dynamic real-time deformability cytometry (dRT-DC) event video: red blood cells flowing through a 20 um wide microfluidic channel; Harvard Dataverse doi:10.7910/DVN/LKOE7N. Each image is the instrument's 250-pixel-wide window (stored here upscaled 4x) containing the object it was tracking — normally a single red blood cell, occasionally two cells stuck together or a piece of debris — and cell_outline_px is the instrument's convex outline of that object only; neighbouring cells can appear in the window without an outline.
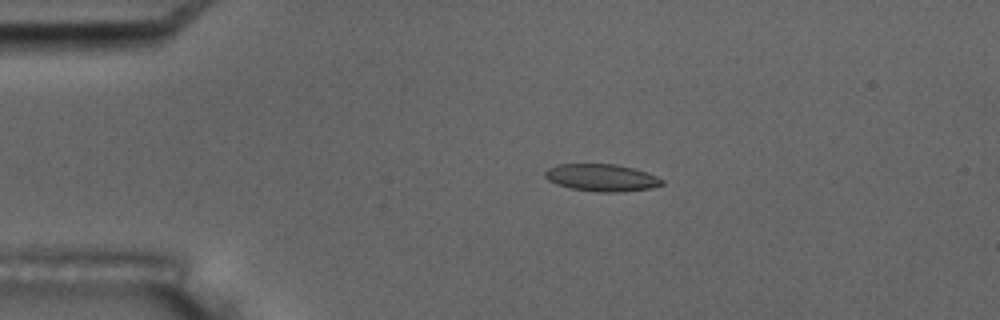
{"species": "common noctule bat (a hibernating species)", "species_latin": "Nyctalus noctula", "temperature_condition": "room temperature", "stored_images_in_passage": 16, "camera_frame_rate_fps": 3000, "um_per_image_px": 0.085, "animal": {"sex": "male", "body_mass_g": 17.5, "forearm_length_mm": 52.3}, "frame": {"image": 1, "passage_image": 3, "time_ms": 2.333, "image_size_px": [1000, 320], "cell_outline_px": [[664, 184], [652, 188], [624, 192], [596, 192], [572, 188], [556, 184], [548, 180], [544, 176], [544, 172], [548, 168], [556, 164], [616, 164], [632, 168], [656, 176], [664, 180]], "centroid_in_image_um": [51.13, 15.11], "position_along_channel_um": 33.9, "area_um2": 18.61}, "authors_computed_cell_mechanics": {"area_um2": 18.6405, "velocity_mm_per_s": 3.5564, "shape_relaxation_time_tau1_ms": 5.3269, "shape_relaxation_time_tau2_ms": 1.8228, "deformation_change_tau1": 0.1631, "deformation_change_tau2": 0.0917}}